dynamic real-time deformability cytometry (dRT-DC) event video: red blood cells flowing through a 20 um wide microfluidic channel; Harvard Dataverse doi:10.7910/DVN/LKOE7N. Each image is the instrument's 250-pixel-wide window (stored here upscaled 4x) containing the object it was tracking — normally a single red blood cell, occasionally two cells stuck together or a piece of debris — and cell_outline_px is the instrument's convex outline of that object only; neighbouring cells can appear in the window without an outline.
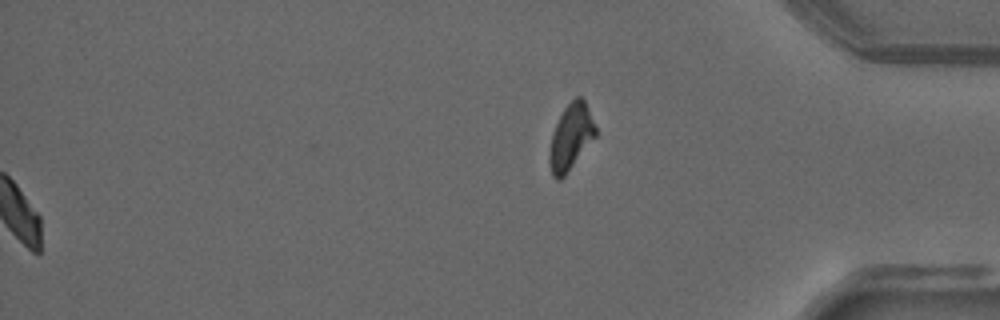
{"species": "common noctule bat (a hibernating species)", "species_latin": "Nyctalus noctula", "temperature_condition": "warm", "stored_images_in_passage": 50, "segment_of_instrument_passage": [2, 2], "camera_frame_rate_fps": 3000, "um_per_image_px": 0.085, "animal": {"sex": "male", "forearm_length_mm": 52.5}, "frame": {"image": 1, "passage_image": 50, "time_ms": 16.333, "image_size_px": [1000, 320], "cell_outline_px": [[596, 136], [564, 176], [560, 180], [556, 180], [552, 176], [548, 160], [548, 156], [552, 132], [564, 108], [576, 96], [580, 96], [584, 100], [596, 128]], "centroid_in_image_um": [48.49, 11.67], "position_along_channel_um": 386.7, "area_um2": 17.51}}